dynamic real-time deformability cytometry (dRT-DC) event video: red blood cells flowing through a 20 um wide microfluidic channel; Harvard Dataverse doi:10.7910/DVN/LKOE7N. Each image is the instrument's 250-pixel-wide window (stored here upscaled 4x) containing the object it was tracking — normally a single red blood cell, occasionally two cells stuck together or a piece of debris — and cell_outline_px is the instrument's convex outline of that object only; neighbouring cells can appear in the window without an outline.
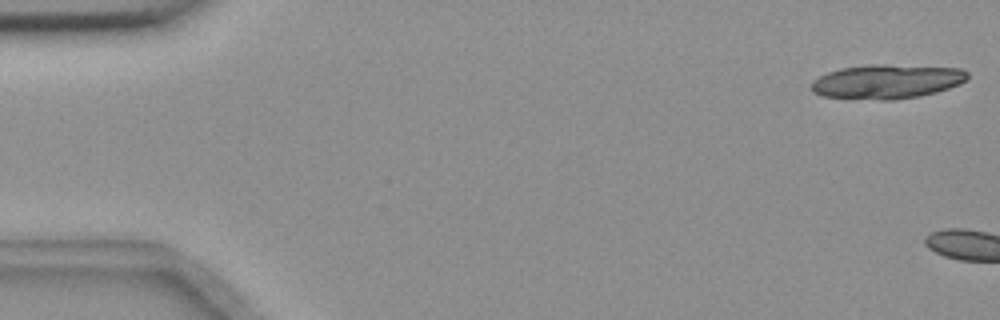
{"species": "common noctule bat (a hibernating species)", "species_latin": "Nyctalus noctula", "temperature_condition": "room temperature", "stored_images_in_passage": 2, "camera_frame_rate_fps": 3000, "um_per_image_px": 0.085, "animal": {"sex": "female", "body_mass_g": 18.4}, "frame": {"image": 1, "passage_image": 1, "time_ms": 0.0, "image_size_px": [1000, 320], "cell_outline_px": [[968, 80], [960, 84], [936, 92], [920, 96], [896, 100], [880, 100], [820, 96], [812, 92], [808, 88], [812, 80], [828, 72], [840, 68], [868, 64], [884, 64], [960, 68], [968, 72]], "centroid_in_image_um": [75.35, 6.93], "position_along_channel_um": 9.6, "area_um2": 31.62}}